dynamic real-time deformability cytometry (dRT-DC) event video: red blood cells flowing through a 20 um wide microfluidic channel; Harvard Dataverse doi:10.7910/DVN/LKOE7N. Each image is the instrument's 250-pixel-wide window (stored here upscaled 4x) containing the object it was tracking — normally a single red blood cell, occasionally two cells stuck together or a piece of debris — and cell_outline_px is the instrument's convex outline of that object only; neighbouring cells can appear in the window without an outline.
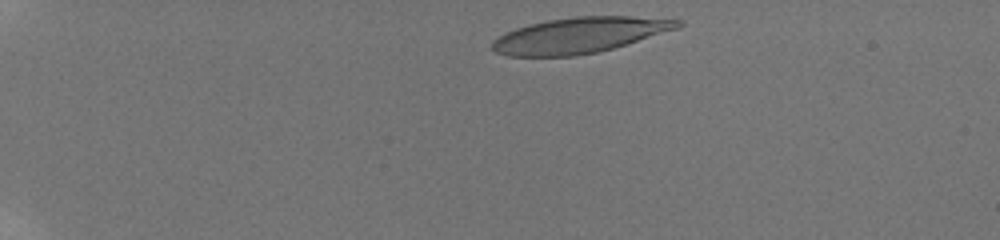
{"species": "human", "species_latin": "Homo sapiens", "temperature_condition": "room temperature", "stored_images_in_passage": 19, "camera_frame_rate_fps": 3000, "um_per_image_px": 0.085, "donor": {"sex": "male"}, "frame": {"image": 1, "passage_image": 2, "time_ms": 0.667, "image_size_px": [1000, 240], "cell_outline_px": [[684, 24], [676, 28], [612, 48], [596, 52], [572, 56], [508, 56], [496, 52], [492, 48], [492, 40], [504, 32], [528, 24], [548, 20], [576, 16], [632, 16], [684, 20]], "centroid_in_image_um": [49.21, 2.98], "position_along_channel_um": 35.8, "area_um2": 38.21}}
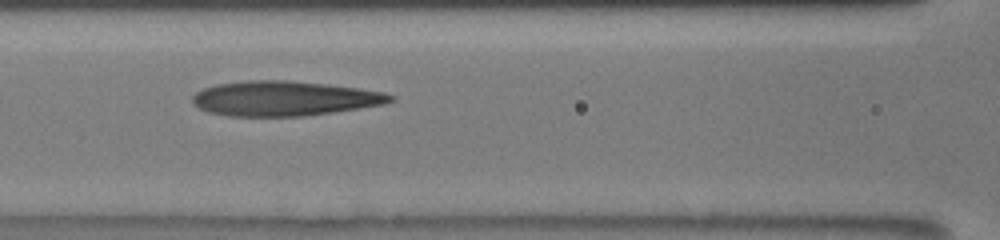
{"frame": {"image": 2, "passage_image": 15, "time_ms": 6.0, "image_size_px": [1000, 240], "cell_outline_px": [[396, 100], [384, 104], [360, 108], [304, 116], [228, 116], [208, 112], [192, 104], [192, 96], [196, 92], [204, 88], [220, 84], [244, 80], [288, 80], [328, 84], [360, 88], [384, 92], [396, 96]], "centroid_in_image_um": [24.19, 8.36], "position_along_channel_um": 142.4, "area_um2": 40.34}}
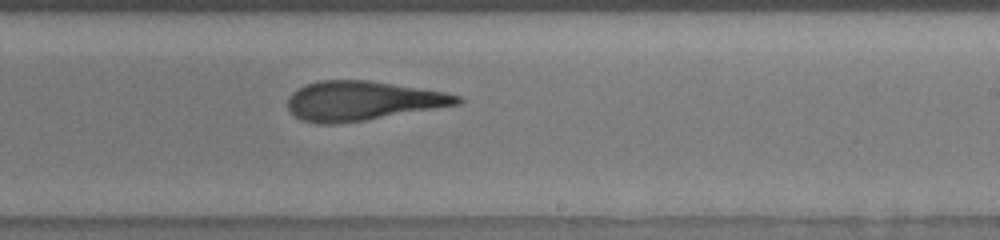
{"frame": {"image": 3, "passage_image": 19, "time_ms": 9.0, "image_size_px": [1000, 240], "cell_outline_px": [[464, 100], [460, 104], [364, 120], [336, 124], [316, 124], [300, 120], [288, 108], [288, 100], [292, 92], [304, 84], [320, 80], [368, 80], [444, 92], [460, 96]], "centroid_in_image_um": [30.76, 8.57], "position_along_channel_um": 258.2, "area_um2": 38.67}}